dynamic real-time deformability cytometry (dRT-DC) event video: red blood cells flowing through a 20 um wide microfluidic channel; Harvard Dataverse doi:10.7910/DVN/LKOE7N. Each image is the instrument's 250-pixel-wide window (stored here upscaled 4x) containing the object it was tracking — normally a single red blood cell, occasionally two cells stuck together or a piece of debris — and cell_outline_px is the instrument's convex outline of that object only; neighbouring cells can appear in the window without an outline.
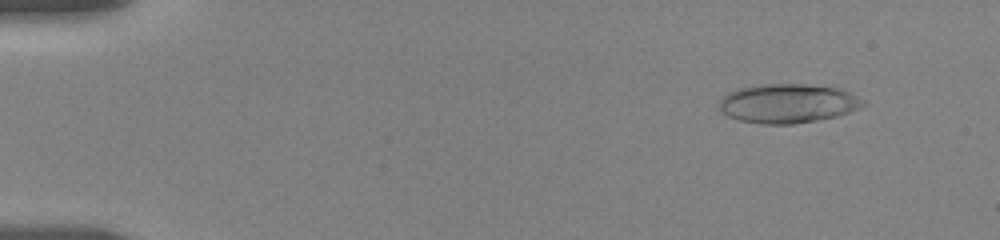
{"species": "human", "species_latin": "Homo sapiens", "temperature_condition": "room temperature", "stored_images_in_passage": 56, "camera_frame_rate_fps": 3000, "um_per_image_px": 0.085, "donor": {"sex": "female"}, "frame": {"image": 1, "passage_image": 6, "time_ms": 1.667, "image_size_px": [1000, 240], "cell_outline_px": [[868, 104], [860, 108], [836, 116], [816, 120], [792, 124], [760, 124], [740, 120], [728, 116], [720, 108], [720, 100], [728, 92], [740, 88], [760, 84], [804, 84], [836, 88], [848, 92], [864, 100]], "centroid_in_image_um": [66.97, 8.79], "position_along_channel_um": 18.0, "area_um2": 32.54}}
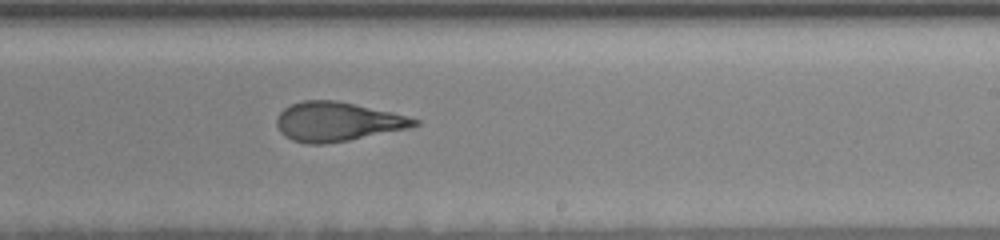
{"frame": {"image": 2, "passage_image": 35, "time_ms": 11.333, "image_size_px": [1000, 240], "cell_outline_px": [[420, 124], [408, 128], [348, 140], [324, 144], [308, 144], [292, 140], [284, 136], [280, 132], [276, 124], [276, 120], [280, 112], [284, 108], [292, 104], [304, 100], [336, 100], [392, 112], [420, 120]], "centroid_in_image_um": [28.65, 10.34], "position_along_channel_um": 260.4, "area_um2": 31.27}}
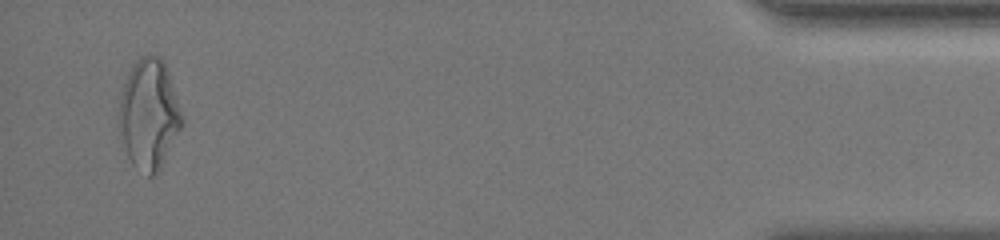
{"frame": {"image": 3, "passage_image": 54, "time_ms": 17.667, "image_size_px": [1000, 240], "cell_outline_px": [[184, 124], [160, 172], [152, 176], [148, 176], [132, 164], [128, 156], [120, 128], [120, 96], [124, 84], [136, 60], [140, 56], [148, 52], [152, 52], [160, 56], [164, 60], [184, 116]], "centroid_in_image_um": [12.73, 9.7], "position_along_channel_um": 422.5, "area_um2": 40.63}, "authors_computed_cell_mechanics": {"area_um2": 32.2813, "velocity_mm_per_s": 3.6596, "shape_relaxation_time_tau1_ms": 4.5469, "shape_relaxation_time_tau2_ms": 1.8226, "deformation_change_tau1": 0.2081, "deformation_change_tau2": 0.1075}}